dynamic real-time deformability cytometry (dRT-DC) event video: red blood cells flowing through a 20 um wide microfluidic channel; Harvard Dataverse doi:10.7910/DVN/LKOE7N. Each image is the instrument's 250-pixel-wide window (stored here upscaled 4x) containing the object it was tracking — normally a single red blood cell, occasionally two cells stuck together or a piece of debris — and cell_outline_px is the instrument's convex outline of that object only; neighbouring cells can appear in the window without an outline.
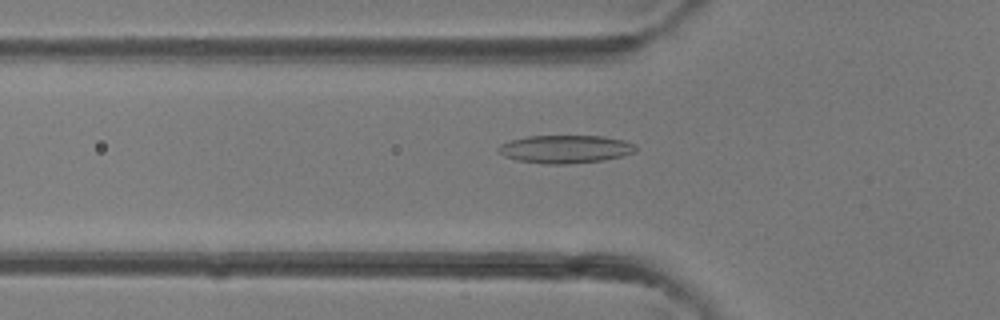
{"species": "common noctule bat (a hibernating species)", "species_latin": "Nyctalus noctula", "temperature_condition": "room temperature", "stored_images_in_passage": 34, "camera_frame_rate_fps": 3000, "um_per_image_px": 0.085, "animal": {"sex": "female"}, "frame": {"image": 1, "passage_image": 7, "time_ms": 2.0, "image_size_px": [1000, 320], "cell_outline_px": [[636, 152], [624, 156], [604, 160], [568, 164], [548, 164], [516, 160], [504, 156], [496, 148], [500, 144], [508, 140], [528, 136], [604, 136], [624, 140], [636, 144]], "centroid_in_image_um": [48.07, 12.67], "position_along_channel_um": 77.7, "area_um2": 22.66}}
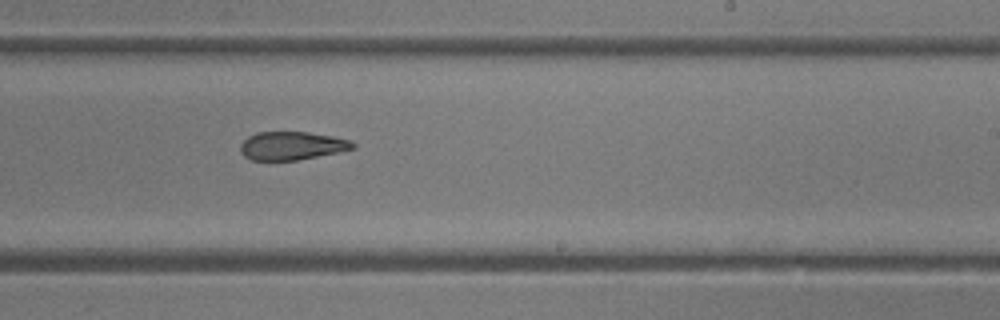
{"frame": {"image": 2, "passage_image": 18, "time_ms": 5.667, "image_size_px": [1000, 320], "cell_outline_px": [[356, 148], [340, 152], [296, 160], [252, 160], [244, 156], [240, 152], [240, 144], [248, 136], [256, 132], [308, 132], [332, 136], [352, 140], [356, 144]], "centroid_in_image_um": [24.82, 12.38], "position_along_channel_um": 264.2, "area_um2": 18.67}}
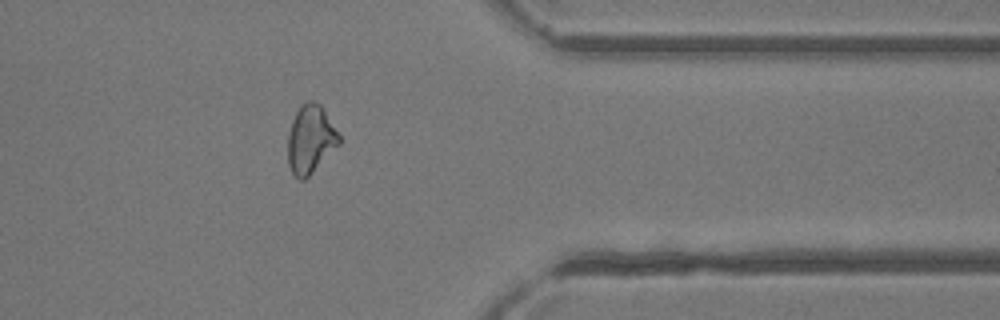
{"frame": {"image": 3, "passage_image": 26, "time_ms": 8.333, "image_size_px": [1000, 320], "cell_outline_px": [[340, 144], [304, 180], [300, 180], [292, 172], [288, 164], [288, 132], [292, 120], [300, 104], [308, 100], [312, 100], [320, 104], [340, 136]], "centroid_in_image_um": [26.38, 11.82], "position_along_channel_um": 385.0, "area_um2": 20.23}}